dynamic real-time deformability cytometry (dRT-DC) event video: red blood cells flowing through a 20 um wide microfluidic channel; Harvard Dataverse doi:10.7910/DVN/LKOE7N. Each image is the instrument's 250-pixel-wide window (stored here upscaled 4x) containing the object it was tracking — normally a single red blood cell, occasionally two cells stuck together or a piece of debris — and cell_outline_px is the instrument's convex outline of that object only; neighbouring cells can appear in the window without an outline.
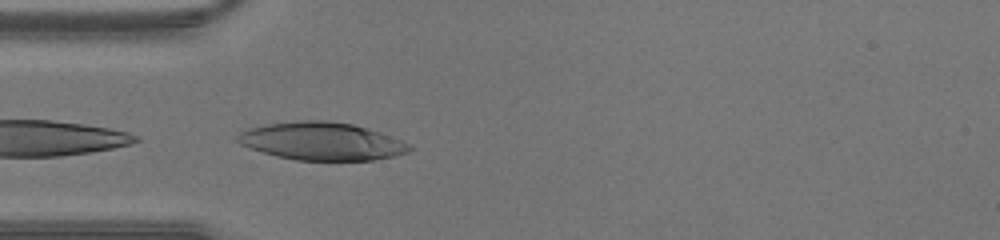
{"species": "human", "species_latin": "Homo sapiens", "temperature_condition": "warm", "stored_images_in_passage": 3, "camera_frame_rate_fps": 3000, "um_per_image_px": 0.085, "donor": {"sex": "male"}, "frame": {"image": 1, "passage_image": 3, "time_ms": 0.667, "image_size_px": [1000, 240], "cell_outline_px": [[412, 148], [408, 152], [392, 156], [372, 160], [296, 160], [276, 156], [240, 144], [236, 140], [236, 136], [240, 132], [248, 128], [268, 124], [304, 120], [324, 120], [352, 124], [380, 132], [400, 140], [408, 144]], "centroid_in_image_um": [27.32, 12.0], "position_along_channel_um": 57.7, "area_um2": 37.45}}